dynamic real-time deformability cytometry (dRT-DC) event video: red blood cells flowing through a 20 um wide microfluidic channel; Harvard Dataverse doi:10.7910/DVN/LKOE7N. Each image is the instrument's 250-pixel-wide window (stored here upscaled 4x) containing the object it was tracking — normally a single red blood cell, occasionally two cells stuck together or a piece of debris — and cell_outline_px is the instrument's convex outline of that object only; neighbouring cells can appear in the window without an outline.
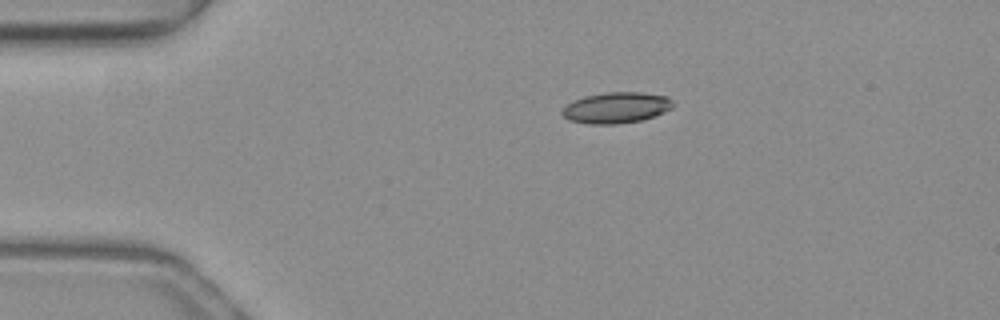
{"species": "common noctule bat (a hibernating species)", "species_latin": "Nyctalus noctula", "temperature_condition": "warm", "stored_images_in_passage": 42, "camera_frame_rate_fps": 3000, "um_per_image_px": 0.085, "animal": {"sex": "female", "body_mass_g": 19.3, "forearm_length_mm": 54.1}, "frame": {"image": 1, "passage_image": 1, "time_ms": 0.0, "image_size_px": [1000, 320], "cell_outline_px": [[672, 108], [656, 116], [640, 120], [616, 124], [588, 124], [568, 120], [560, 112], [568, 104], [584, 96], [604, 92], [640, 92], [668, 96], [672, 100]], "centroid_in_image_um": [52.39, 9.15], "position_along_channel_um": 32.6, "area_um2": 20.0}}
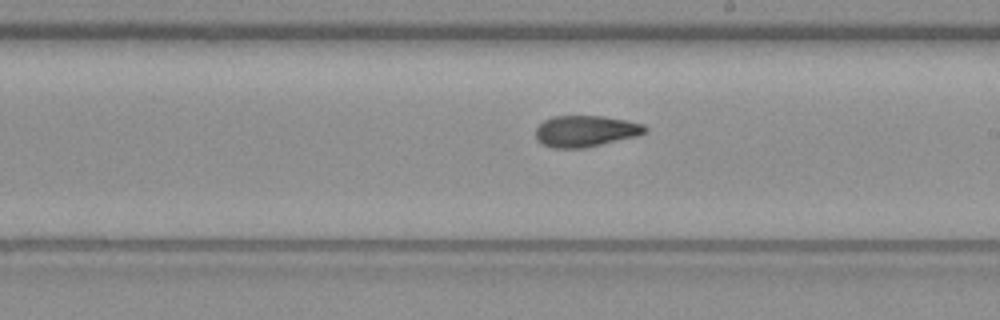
{"frame": {"image": 2, "passage_image": 20, "time_ms": 6.333, "image_size_px": [1000, 320], "cell_outline_px": [[648, 128], [640, 136], [584, 148], [552, 148], [540, 144], [536, 140], [536, 128], [544, 120], [552, 116], [604, 116], [644, 124]], "centroid_in_image_um": [49.76, 11.15], "position_along_channel_um": 239.2, "area_um2": 20.17}}
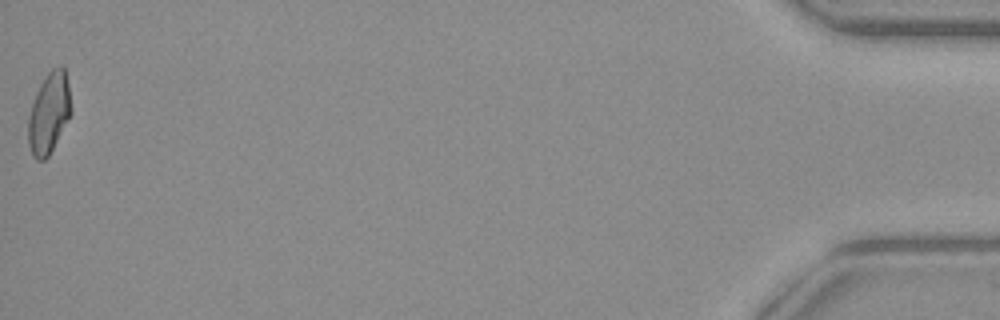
{"frame": {"image": 3, "passage_image": 42, "time_ms": 13.667, "image_size_px": [1000, 320], "cell_outline_px": [[72, 112], [48, 156], [44, 160], [36, 160], [32, 156], [28, 144], [28, 116], [36, 92], [40, 84], [48, 72], [52, 68], [60, 64], [64, 68], [68, 84], [72, 108]], "centroid_in_image_um": [4.15, 9.6], "position_along_channel_um": 431.0, "area_um2": 20.17}, "authors_computed_cell_mechanics": {"area_um2": 20.23, "velocity_mm_per_s": 4.0231, "shape_relaxation_time_tau1_ms": 5.0038, "shape_relaxation_time_tau2_ms": 4.7248, "deformation_change_tau1": 0.1582, "deformation_change_tau2": 0.1041}}